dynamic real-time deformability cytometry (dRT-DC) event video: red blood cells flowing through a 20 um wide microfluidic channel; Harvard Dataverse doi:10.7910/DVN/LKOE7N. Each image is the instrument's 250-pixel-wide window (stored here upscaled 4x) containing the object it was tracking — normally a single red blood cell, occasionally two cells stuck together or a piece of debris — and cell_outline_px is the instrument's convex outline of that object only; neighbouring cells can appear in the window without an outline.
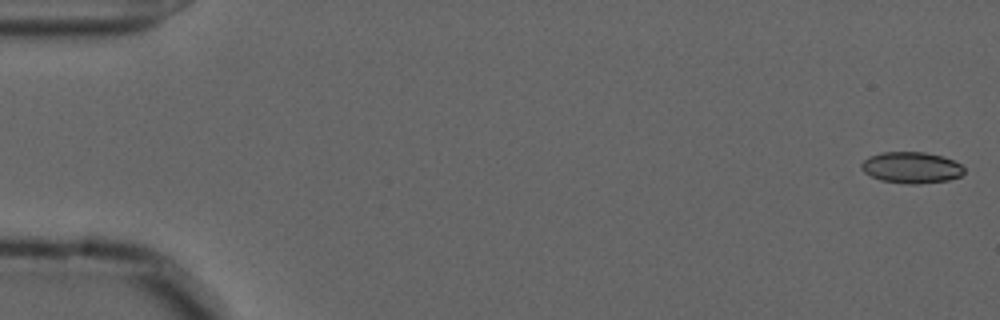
{"species": "common noctule bat (a hibernating species)", "species_latin": "Nyctalus noctula", "temperature_condition": "cold", "stored_images_in_passage": 8, "camera_frame_rate_fps": 3000, "um_per_image_px": 0.085, "animal": {"sex": "male", "forearm_length_mm": 52.5}, "frame": {"image": 1, "passage_image": 1, "time_ms": 0.0, "image_size_px": [1000, 320], "cell_outline_px": [[964, 172], [960, 176], [948, 180], [920, 184], [904, 184], [880, 180], [864, 172], [860, 168], [860, 164], [868, 156], [884, 152], [924, 152], [944, 156], [960, 164], [964, 168]], "centroid_in_image_um": [77.45, 14.24], "position_along_channel_um": 7.5, "area_um2": 18.84}}